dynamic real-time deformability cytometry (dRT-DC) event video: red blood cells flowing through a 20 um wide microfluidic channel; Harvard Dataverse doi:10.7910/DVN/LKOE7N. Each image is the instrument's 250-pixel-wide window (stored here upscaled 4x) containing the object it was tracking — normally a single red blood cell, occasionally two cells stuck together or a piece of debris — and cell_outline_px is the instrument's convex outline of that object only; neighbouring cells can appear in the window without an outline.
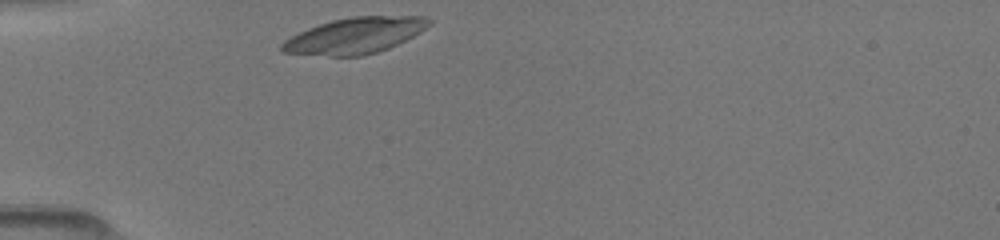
{"species": "common noctule bat (a hibernating species)", "species_latin": "Nyctalus noctula", "temperature_condition": "room temperature", "stored_images_in_passage": 28, "camera_frame_rate_fps": 3000, "um_per_image_px": 0.085, "animal": {"sex": "female", "body_mass_g": 19.5, "forearm_length_mm": 54.1}, "frame": {"image": 1, "passage_image": 1, "time_ms": 0.0, "image_size_px": [1000, 240], "cell_outline_px": [[432, 24], [420, 32], [388, 48], [364, 56], [328, 56], [280, 52], [280, 44], [284, 40], [308, 28], [332, 20], [352, 16], [428, 16], [432, 20]], "centroid_in_image_um": [30.17, 3.02], "position_along_channel_um": 54.8, "area_um2": 30.81}}
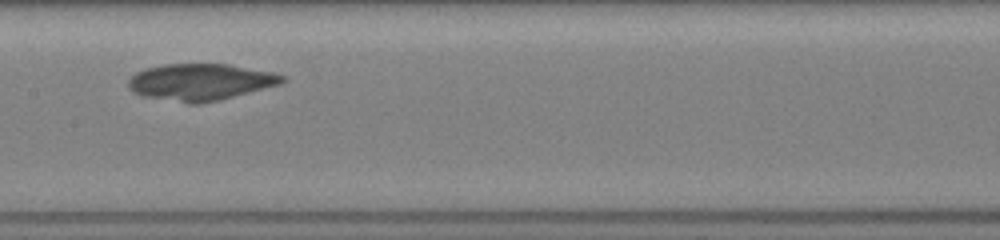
{"frame": {"image": 2, "passage_image": 12, "time_ms": 3.667, "image_size_px": [1000, 240], "cell_outline_px": [[288, 80], [280, 84], [220, 100], [200, 104], [188, 104], [140, 96], [132, 92], [128, 88], [128, 80], [136, 72], [144, 68], [164, 64], [228, 64], [272, 72], [288, 76]], "centroid_in_image_um": [17.02, 6.98], "position_along_channel_um": 190.4, "area_um2": 33.35}}
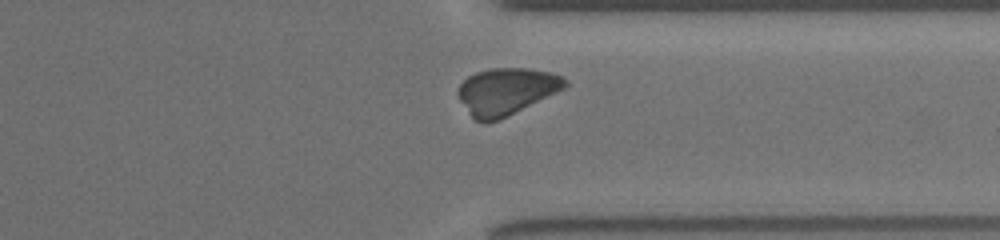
{"frame": {"image": 3, "passage_image": 25, "time_ms": 8.0, "image_size_px": [1000, 240], "cell_outline_px": [[568, 84], [564, 88], [500, 120], [476, 120], [468, 112], [460, 100], [456, 92], [456, 88], [468, 76], [476, 72], [488, 68], [528, 68], [552, 72], [564, 76], [568, 80]], "centroid_in_image_um": [43.04, 7.72], "position_along_channel_um": 368.4, "area_um2": 29.07}}